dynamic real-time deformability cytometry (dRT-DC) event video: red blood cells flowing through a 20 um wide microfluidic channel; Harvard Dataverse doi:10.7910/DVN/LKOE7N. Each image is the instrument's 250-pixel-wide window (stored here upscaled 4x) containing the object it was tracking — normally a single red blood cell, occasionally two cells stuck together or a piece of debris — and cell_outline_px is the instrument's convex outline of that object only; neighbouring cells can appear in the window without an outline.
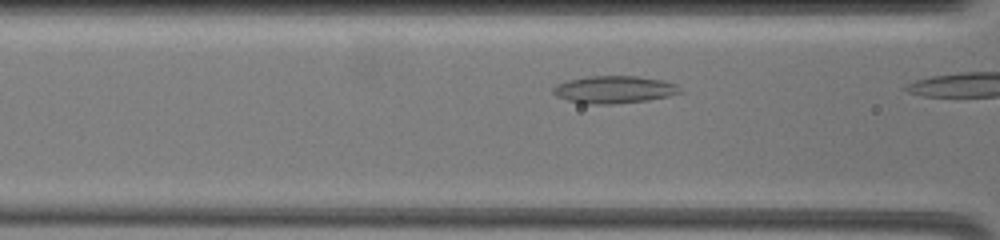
{"species": "common noctule bat (a hibernating species)", "species_latin": "Nyctalus noctula", "temperature_condition": "warm", "stored_images_in_passage": 7, "camera_frame_rate_fps": 3000, "um_per_image_px": 0.085, "animal": {"sex": "female", "body_mass_g": 19.5, "forearm_length_mm": 54.1}, "frame": {"image": 1, "passage_image": 6, "time_ms": 2.0, "image_size_px": [1000, 240], "cell_outline_px": [[684, 92], [668, 96], [648, 100], [612, 104], [584, 104], [568, 100], [556, 96], [552, 92], [552, 88], [556, 84], [568, 80], [588, 76], [636, 76], [664, 80], [676, 84]], "centroid_in_image_um": [52.2, 7.61], "position_along_channel_um": 114.4, "area_um2": 20.4}}